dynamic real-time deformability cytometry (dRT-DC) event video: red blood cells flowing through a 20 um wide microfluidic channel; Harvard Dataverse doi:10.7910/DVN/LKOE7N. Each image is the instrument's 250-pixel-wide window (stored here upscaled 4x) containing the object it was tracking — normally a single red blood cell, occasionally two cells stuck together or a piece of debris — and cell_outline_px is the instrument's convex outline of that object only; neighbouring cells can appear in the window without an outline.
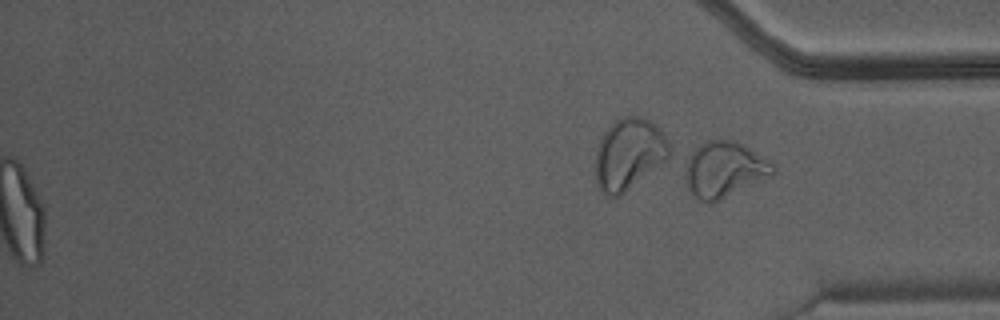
{"species": "Egyptian fruit bat (a non-hibernating species)", "species_latin": "Rousettus aegyptiacus", "temperature_condition": "warm", "stored_images_in_passage": 41, "camera_frame_rate_fps": 3000, "um_per_image_px": 0.085, "animal": {"sex": "male"}, "frame": {"image": 1, "passage_image": 41, "time_ms": 13.333, "image_size_px": [1000, 320], "cell_outline_px": [[776, 172], [772, 176], [712, 204], [700, 200], [692, 196], [688, 188], [684, 176], [684, 156], [700, 144], [708, 140], [736, 140], [776, 164]], "centroid_in_image_um": [61.54, 14.41], "position_along_channel_um": 373.7, "area_um2": 29.36}}